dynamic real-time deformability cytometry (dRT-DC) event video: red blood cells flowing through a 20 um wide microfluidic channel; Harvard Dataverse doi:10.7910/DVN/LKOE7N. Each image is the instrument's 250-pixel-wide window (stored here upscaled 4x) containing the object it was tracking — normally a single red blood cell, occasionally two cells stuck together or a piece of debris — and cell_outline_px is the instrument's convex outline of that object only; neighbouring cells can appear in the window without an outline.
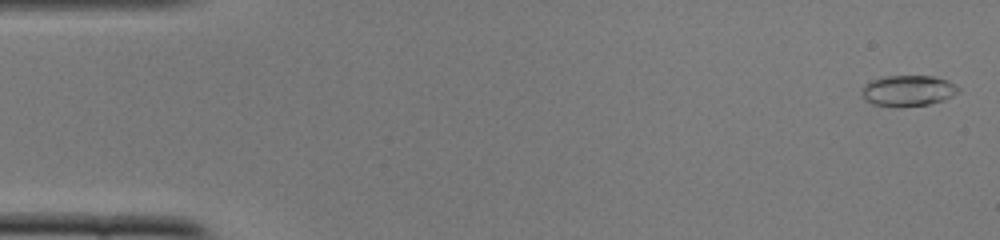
{"species": "common noctule bat (a hibernating species)", "species_latin": "Nyctalus noctula", "temperature_condition": "cold", "stored_images_in_passage": 52, "camera_frame_rate_fps": 3000, "um_per_image_px": 0.085, "animal": {"sex": "female", "body_mass_g": 22.0, "forearm_length_mm": 56.7}, "frame": {"image": 1, "passage_image": 2, "time_ms": 0.333, "image_size_px": [1000, 240], "cell_outline_px": [[960, 92], [944, 100], [928, 104], [900, 108], [896, 108], [872, 104], [864, 100], [860, 96], [860, 92], [864, 84], [872, 80], [884, 76], [932, 76], [948, 80], [960, 88]], "centroid_in_image_um": [77.14, 7.73], "position_along_channel_um": 7.9, "area_um2": 17.86}}
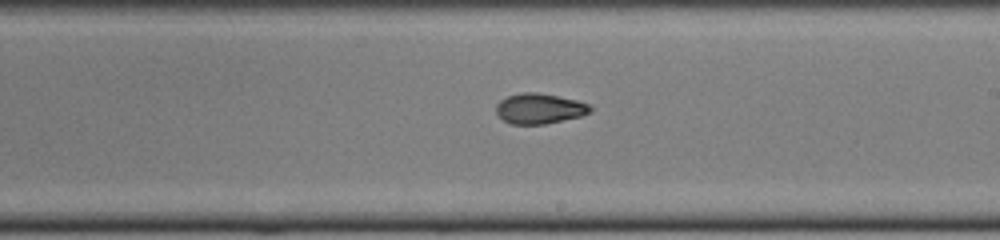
{"frame": {"image": 2, "passage_image": 30, "time_ms": 9.667, "image_size_px": [1000, 240], "cell_outline_px": [[592, 112], [580, 116], [544, 124], [512, 124], [504, 120], [496, 112], [496, 104], [500, 100], [508, 96], [524, 92], [536, 92], [576, 100], [588, 104], [592, 108]], "centroid_in_image_um": [45.85, 9.23], "position_along_channel_um": 243.2, "area_um2": 16.42}}
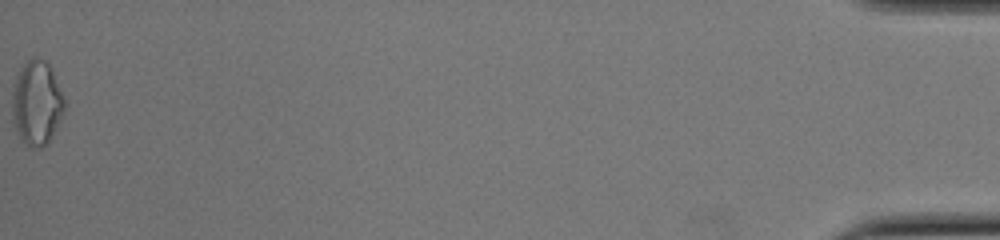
{"frame": {"image": 3, "passage_image": 52, "time_ms": 17.0, "image_size_px": [1000, 240], "cell_outline_px": [[68, 104], [48, 144], [40, 148], [32, 148], [20, 140], [12, 120], [12, 84], [20, 68], [32, 56], [36, 56], [44, 60], [48, 64]], "centroid_in_image_um": [3.11, 8.76], "position_along_channel_um": 432.1, "area_um2": 26.24}, "authors_computed_cell_mechanics": {"area_um2": 17.051, "velocity_mm_per_s": 3.9351, "shape_relaxation_time_tau1_ms": 6.9981, "shape_relaxation_time_tau2_ms": 3.2137, "deformation_change_tau1": 0.2134, "deformation_change_tau2": 0.0881}}